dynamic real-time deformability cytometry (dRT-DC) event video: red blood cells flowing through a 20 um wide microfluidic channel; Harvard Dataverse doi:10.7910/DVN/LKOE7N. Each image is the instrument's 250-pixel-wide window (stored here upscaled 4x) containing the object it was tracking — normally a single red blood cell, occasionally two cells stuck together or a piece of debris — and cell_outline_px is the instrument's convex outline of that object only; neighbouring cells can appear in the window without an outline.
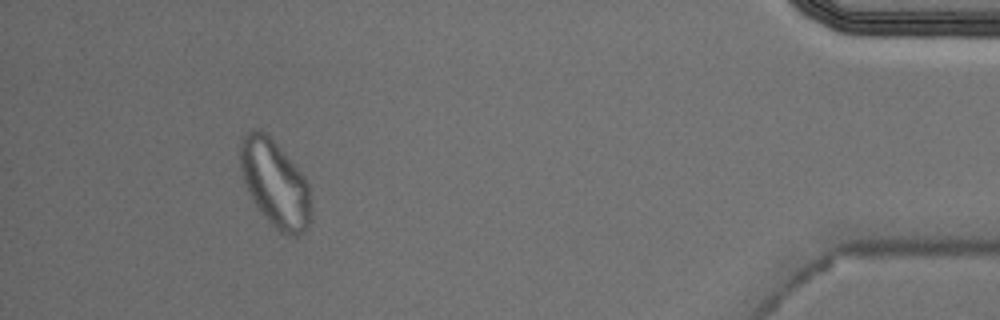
{"species": "Egyptian fruit bat (a non-hibernating species)", "species_latin": "Rousettus aegyptiacus", "temperature_condition": "cold", "stored_images_in_passage": 55, "segment_of_instrument_passage": [2, 3], "camera_frame_rate_fps": 3000, "um_per_image_px": 0.085, "animal": {"sex": "male"}, "frame": {"image": 1, "passage_image": 50, "time_ms": 16.333, "image_size_px": [1000, 320], "cell_outline_px": [[312, 220], [308, 228], [304, 232], [296, 236], [288, 236], [280, 232], [268, 220], [252, 200], [248, 192], [240, 172], [240, 140], [252, 128], [260, 128], [280, 148], [304, 176], [308, 184], [312, 208]], "centroid_in_image_um": [23.38, 15.62], "position_along_channel_um": 411.8, "area_um2": 35.95}}